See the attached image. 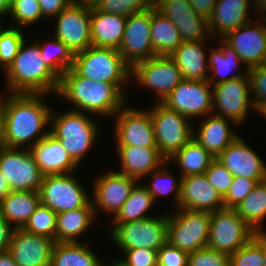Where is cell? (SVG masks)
Segmentation results:
<instances>
[{"label": "cell", "mask_w": 266, "mask_h": 266, "mask_svg": "<svg viewBox=\"0 0 266 266\" xmlns=\"http://www.w3.org/2000/svg\"><path fill=\"white\" fill-rule=\"evenodd\" d=\"M3 96L0 95V105L5 119L6 147L30 149L49 133L44 128L50 125L52 109L42 98L46 94Z\"/></svg>", "instance_id": "obj_1"}, {"label": "cell", "mask_w": 266, "mask_h": 266, "mask_svg": "<svg viewBox=\"0 0 266 266\" xmlns=\"http://www.w3.org/2000/svg\"><path fill=\"white\" fill-rule=\"evenodd\" d=\"M124 86L84 78L71 68L60 77L56 94L75 105L72 110L113 117L126 104Z\"/></svg>", "instance_id": "obj_2"}, {"label": "cell", "mask_w": 266, "mask_h": 266, "mask_svg": "<svg viewBox=\"0 0 266 266\" xmlns=\"http://www.w3.org/2000/svg\"><path fill=\"white\" fill-rule=\"evenodd\" d=\"M25 41L13 63L4 72L8 93L56 94L60 77L45 64L37 41L29 46Z\"/></svg>", "instance_id": "obj_3"}, {"label": "cell", "mask_w": 266, "mask_h": 266, "mask_svg": "<svg viewBox=\"0 0 266 266\" xmlns=\"http://www.w3.org/2000/svg\"><path fill=\"white\" fill-rule=\"evenodd\" d=\"M50 115L49 133L58 139L71 158L79 165L98 139L99 126L89 115L81 111L68 110Z\"/></svg>", "instance_id": "obj_4"}, {"label": "cell", "mask_w": 266, "mask_h": 266, "mask_svg": "<svg viewBox=\"0 0 266 266\" xmlns=\"http://www.w3.org/2000/svg\"><path fill=\"white\" fill-rule=\"evenodd\" d=\"M72 69L80 76L112 84H126L131 67L114 48L90 46L75 54Z\"/></svg>", "instance_id": "obj_5"}, {"label": "cell", "mask_w": 266, "mask_h": 266, "mask_svg": "<svg viewBox=\"0 0 266 266\" xmlns=\"http://www.w3.org/2000/svg\"><path fill=\"white\" fill-rule=\"evenodd\" d=\"M211 213L178 208L168 214L167 242L187 253L207 247Z\"/></svg>", "instance_id": "obj_6"}, {"label": "cell", "mask_w": 266, "mask_h": 266, "mask_svg": "<svg viewBox=\"0 0 266 266\" xmlns=\"http://www.w3.org/2000/svg\"><path fill=\"white\" fill-rule=\"evenodd\" d=\"M155 105L149 110L155 143L160 154L168 161L193 138L195 129L188 117L167 108L161 102H156Z\"/></svg>", "instance_id": "obj_7"}, {"label": "cell", "mask_w": 266, "mask_h": 266, "mask_svg": "<svg viewBox=\"0 0 266 266\" xmlns=\"http://www.w3.org/2000/svg\"><path fill=\"white\" fill-rule=\"evenodd\" d=\"M113 224L111 240L122 250L148 248L158 251L167 242L168 214Z\"/></svg>", "instance_id": "obj_8"}, {"label": "cell", "mask_w": 266, "mask_h": 266, "mask_svg": "<svg viewBox=\"0 0 266 266\" xmlns=\"http://www.w3.org/2000/svg\"><path fill=\"white\" fill-rule=\"evenodd\" d=\"M254 232L235 209L216 210L211 212L207 247L230 256L247 244Z\"/></svg>", "instance_id": "obj_9"}, {"label": "cell", "mask_w": 266, "mask_h": 266, "mask_svg": "<svg viewBox=\"0 0 266 266\" xmlns=\"http://www.w3.org/2000/svg\"><path fill=\"white\" fill-rule=\"evenodd\" d=\"M73 175L74 172L45 175L38 191L40 203L56 214L86 206L91 198Z\"/></svg>", "instance_id": "obj_10"}, {"label": "cell", "mask_w": 266, "mask_h": 266, "mask_svg": "<svg viewBox=\"0 0 266 266\" xmlns=\"http://www.w3.org/2000/svg\"><path fill=\"white\" fill-rule=\"evenodd\" d=\"M130 76L139 87L155 91L157 102H162L183 79L175 61L167 55H156L136 63L131 67Z\"/></svg>", "instance_id": "obj_11"}, {"label": "cell", "mask_w": 266, "mask_h": 266, "mask_svg": "<svg viewBox=\"0 0 266 266\" xmlns=\"http://www.w3.org/2000/svg\"><path fill=\"white\" fill-rule=\"evenodd\" d=\"M250 95L248 73L241 78L212 85V113L240 125L246 119L249 108L256 110Z\"/></svg>", "instance_id": "obj_12"}, {"label": "cell", "mask_w": 266, "mask_h": 266, "mask_svg": "<svg viewBox=\"0 0 266 266\" xmlns=\"http://www.w3.org/2000/svg\"><path fill=\"white\" fill-rule=\"evenodd\" d=\"M0 171L11 191H39L44 177L30 149L23 148L0 150Z\"/></svg>", "instance_id": "obj_13"}, {"label": "cell", "mask_w": 266, "mask_h": 266, "mask_svg": "<svg viewBox=\"0 0 266 266\" xmlns=\"http://www.w3.org/2000/svg\"><path fill=\"white\" fill-rule=\"evenodd\" d=\"M161 103L189 119L207 116L212 114V85L208 80L182 79Z\"/></svg>", "instance_id": "obj_14"}, {"label": "cell", "mask_w": 266, "mask_h": 266, "mask_svg": "<svg viewBox=\"0 0 266 266\" xmlns=\"http://www.w3.org/2000/svg\"><path fill=\"white\" fill-rule=\"evenodd\" d=\"M54 18H58L55 37L65 43L74 54L92 46L91 6L74 0Z\"/></svg>", "instance_id": "obj_15"}, {"label": "cell", "mask_w": 266, "mask_h": 266, "mask_svg": "<svg viewBox=\"0 0 266 266\" xmlns=\"http://www.w3.org/2000/svg\"><path fill=\"white\" fill-rule=\"evenodd\" d=\"M151 18L152 8L132 13L126 19L122 44L118 51L130 67L156 56L150 38Z\"/></svg>", "instance_id": "obj_16"}, {"label": "cell", "mask_w": 266, "mask_h": 266, "mask_svg": "<svg viewBox=\"0 0 266 266\" xmlns=\"http://www.w3.org/2000/svg\"><path fill=\"white\" fill-rule=\"evenodd\" d=\"M124 105L116 117L115 135L117 146L157 148L150 111Z\"/></svg>", "instance_id": "obj_17"}, {"label": "cell", "mask_w": 266, "mask_h": 266, "mask_svg": "<svg viewBox=\"0 0 266 266\" xmlns=\"http://www.w3.org/2000/svg\"><path fill=\"white\" fill-rule=\"evenodd\" d=\"M137 183H140L137 179L114 170L99 175L94 181L92 192L94 215H97L99 208L100 211L115 216Z\"/></svg>", "instance_id": "obj_18"}, {"label": "cell", "mask_w": 266, "mask_h": 266, "mask_svg": "<svg viewBox=\"0 0 266 266\" xmlns=\"http://www.w3.org/2000/svg\"><path fill=\"white\" fill-rule=\"evenodd\" d=\"M255 22L252 26L250 22L244 24L222 37L238 54L245 69L264 65L266 60V23Z\"/></svg>", "instance_id": "obj_19"}, {"label": "cell", "mask_w": 266, "mask_h": 266, "mask_svg": "<svg viewBox=\"0 0 266 266\" xmlns=\"http://www.w3.org/2000/svg\"><path fill=\"white\" fill-rule=\"evenodd\" d=\"M155 7L175 24L183 42L210 37L208 21L194 11L188 0H155Z\"/></svg>", "instance_id": "obj_20"}, {"label": "cell", "mask_w": 266, "mask_h": 266, "mask_svg": "<svg viewBox=\"0 0 266 266\" xmlns=\"http://www.w3.org/2000/svg\"><path fill=\"white\" fill-rule=\"evenodd\" d=\"M55 241L41 235L14 229L8 252L18 266H50Z\"/></svg>", "instance_id": "obj_21"}, {"label": "cell", "mask_w": 266, "mask_h": 266, "mask_svg": "<svg viewBox=\"0 0 266 266\" xmlns=\"http://www.w3.org/2000/svg\"><path fill=\"white\" fill-rule=\"evenodd\" d=\"M232 174L252 180H266V165L238 136L217 158Z\"/></svg>", "instance_id": "obj_22"}, {"label": "cell", "mask_w": 266, "mask_h": 266, "mask_svg": "<svg viewBox=\"0 0 266 266\" xmlns=\"http://www.w3.org/2000/svg\"><path fill=\"white\" fill-rule=\"evenodd\" d=\"M178 208L211 213L223 209L224 203L203 173L181 177Z\"/></svg>", "instance_id": "obj_23"}, {"label": "cell", "mask_w": 266, "mask_h": 266, "mask_svg": "<svg viewBox=\"0 0 266 266\" xmlns=\"http://www.w3.org/2000/svg\"><path fill=\"white\" fill-rule=\"evenodd\" d=\"M30 152L44 176L72 173L78 167L61 142L50 133L33 145Z\"/></svg>", "instance_id": "obj_24"}, {"label": "cell", "mask_w": 266, "mask_h": 266, "mask_svg": "<svg viewBox=\"0 0 266 266\" xmlns=\"http://www.w3.org/2000/svg\"><path fill=\"white\" fill-rule=\"evenodd\" d=\"M250 2L254 7L255 0H217L212 15L207 20L211 37L217 33L222 38L229 31L251 22V18L247 16Z\"/></svg>", "instance_id": "obj_25"}, {"label": "cell", "mask_w": 266, "mask_h": 266, "mask_svg": "<svg viewBox=\"0 0 266 266\" xmlns=\"http://www.w3.org/2000/svg\"><path fill=\"white\" fill-rule=\"evenodd\" d=\"M116 151L121 161V171H118V173L135 178L138 181L152 171L159 169L167 161L160 154L158 148L117 146Z\"/></svg>", "instance_id": "obj_26"}, {"label": "cell", "mask_w": 266, "mask_h": 266, "mask_svg": "<svg viewBox=\"0 0 266 266\" xmlns=\"http://www.w3.org/2000/svg\"><path fill=\"white\" fill-rule=\"evenodd\" d=\"M208 116V118L204 116L205 119L201 122L199 131L193 135V138L214 158H217L238 137L229 125L232 123L237 126V124L213 113Z\"/></svg>", "instance_id": "obj_27"}, {"label": "cell", "mask_w": 266, "mask_h": 266, "mask_svg": "<svg viewBox=\"0 0 266 266\" xmlns=\"http://www.w3.org/2000/svg\"><path fill=\"white\" fill-rule=\"evenodd\" d=\"M127 17L110 14L91 6L90 31L92 46L119 50Z\"/></svg>", "instance_id": "obj_28"}, {"label": "cell", "mask_w": 266, "mask_h": 266, "mask_svg": "<svg viewBox=\"0 0 266 266\" xmlns=\"http://www.w3.org/2000/svg\"><path fill=\"white\" fill-rule=\"evenodd\" d=\"M206 41L182 42V44L170 55L181 71L183 79L208 80L209 65L207 55L203 49ZM207 72V73H206Z\"/></svg>", "instance_id": "obj_29"}, {"label": "cell", "mask_w": 266, "mask_h": 266, "mask_svg": "<svg viewBox=\"0 0 266 266\" xmlns=\"http://www.w3.org/2000/svg\"><path fill=\"white\" fill-rule=\"evenodd\" d=\"M220 41L221 44H219V47H211V50L209 49L210 55L208 58V64L209 71L212 73V75H208V82L211 85L226 82L234 78H241L248 73V69H244V72L242 73H232V71L236 72L239 69V66L242 63L241 59L234 49L223 38H220Z\"/></svg>", "instance_id": "obj_30"}, {"label": "cell", "mask_w": 266, "mask_h": 266, "mask_svg": "<svg viewBox=\"0 0 266 266\" xmlns=\"http://www.w3.org/2000/svg\"><path fill=\"white\" fill-rule=\"evenodd\" d=\"M94 208L90 201L86 206L57 214L56 242L73 243L91 228L94 220Z\"/></svg>", "instance_id": "obj_31"}, {"label": "cell", "mask_w": 266, "mask_h": 266, "mask_svg": "<svg viewBox=\"0 0 266 266\" xmlns=\"http://www.w3.org/2000/svg\"><path fill=\"white\" fill-rule=\"evenodd\" d=\"M39 204L38 191H11L0 203V214L14 229L23 228Z\"/></svg>", "instance_id": "obj_32"}, {"label": "cell", "mask_w": 266, "mask_h": 266, "mask_svg": "<svg viewBox=\"0 0 266 266\" xmlns=\"http://www.w3.org/2000/svg\"><path fill=\"white\" fill-rule=\"evenodd\" d=\"M151 42L156 55L170 56L183 42L175 24L156 7L152 8Z\"/></svg>", "instance_id": "obj_33"}, {"label": "cell", "mask_w": 266, "mask_h": 266, "mask_svg": "<svg viewBox=\"0 0 266 266\" xmlns=\"http://www.w3.org/2000/svg\"><path fill=\"white\" fill-rule=\"evenodd\" d=\"M214 159L202 145L192 138L168 161L171 160L173 163L176 161V165L179 166L178 168L182 172L180 177H186L205 173Z\"/></svg>", "instance_id": "obj_34"}, {"label": "cell", "mask_w": 266, "mask_h": 266, "mask_svg": "<svg viewBox=\"0 0 266 266\" xmlns=\"http://www.w3.org/2000/svg\"><path fill=\"white\" fill-rule=\"evenodd\" d=\"M50 266H105L86 244L55 242Z\"/></svg>", "instance_id": "obj_35"}, {"label": "cell", "mask_w": 266, "mask_h": 266, "mask_svg": "<svg viewBox=\"0 0 266 266\" xmlns=\"http://www.w3.org/2000/svg\"><path fill=\"white\" fill-rule=\"evenodd\" d=\"M136 184L121 209L113 217V223H125L152 217L146 212L155 203L153 196L148 192L144 185Z\"/></svg>", "instance_id": "obj_36"}, {"label": "cell", "mask_w": 266, "mask_h": 266, "mask_svg": "<svg viewBox=\"0 0 266 266\" xmlns=\"http://www.w3.org/2000/svg\"><path fill=\"white\" fill-rule=\"evenodd\" d=\"M235 210L254 231L261 230L260 223L266 217V180L259 182Z\"/></svg>", "instance_id": "obj_37"}, {"label": "cell", "mask_w": 266, "mask_h": 266, "mask_svg": "<svg viewBox=\"0 0 266 266\" xmlns=\"http://www.w3.org/2000/svg\"><path fill=\"white\" fill-rule=\"evenodd\" d=\"M45 43L37 42L40 47L41 56L59 77L65 74L73 66L75 54L72 50L57 37Z\"/></svg>", "instance_id": "obj_38"}, {"label": "cell", "mask_w": 266, "mask_h": 266, "mask_svg": "<svg viewBox=\"0 0 266 266\" xmlns=\"http://www.w3.org/2000/svg\"><path fill=\"white\" fill-rule=\"evenodd\" d=\"M169 161H166L162 164L161 169H157L152 171L148 175L153 178L152 181L149 182L148 185H145L148 192L153 196L154 201L161 195L166 196L170 195V193L174 192V203L179 204L180 199V190H181V177L178 180H175V176L172 175L170 170H166L165 168ZM165 168V169H164ZM176 181H178L176 183Z\"/></svg>", "instance_id": "obj_39"}, {"label": "cell", "mask_w": 266, "mask_h": 266, "mask_svg": "<svg viewBox=\"0 0 266 266\" xmlns=\"http://www.w3.org/2000/svg\"><path fill=\"white\" fill-rule=\"evenodd\" d=\"M56 224L57 214L40 203L22 229L32 234L48 237L56 242Z\"/></svg>", "instance_id": "obj_40"}, {"label": "cell", "mask_w": 266, "mask_h": 266, "mask_svg": "<svg viewBox=\"0 0 266 266\" xmlns=\"http://www.w3.org/2000/svg\"><path fill=\"white\" fill-rule=\"evenodd\" d=\"M9 14L17 24L12 27L17 28L27 27L43 18L38 0H10Z\"/></svg>", "instance_id": "obj_41"}, {"label": "cell", "mask_w": 266, "mask_h": 266, "mask_svg": "<svg viewBox=\"0 0 266 266\" xmlns=\"http://www.w3.org/2000/svg\"><path fill=\"white\" fill-rule=\"evenodd\" d=\"M25 36L22 30L17 27L3 29L0 34V64L4 72L13 63L14 58L18 54L19 48L24 41Z\"/></svg>", "instance_id": "obj_42"}, {"label": "cell", "mask_w": 266, "mask_h": 266, "mask_svg": "<svg viewBox=\"0 0 266 266\" xmlns=\"http://www.w3.org/2000/svg\"><path fill=\"white\" fill-rule=\"evenodd\" d=\"M94 6L102 12L128 17L155 7V0H99Z\"/></svg>", "instance_id": "obj_43"}, {"label": "cell", "mask_w": 266, "mask_h": 266, "mask_svg": "<svg viewBox=\"0 0 266 266\" xmlns=\"http://www.w3.org/2000/svg\"><path fill=\"white\" fill-rule=\"evenodd\" d=\"M265 180H252L244 177H233V182L223 197L224 208L235 209L254 187Z\"/></svg>", "instance_id": "obj_44"}, {"label": "cell", "mask_w": 266, "mask_h": 266, "mask_svg": "<svg viewBox=\"0 0 266 266\" xmlns=\"http://www.w3.org/2000/svg\"><path fill=\"white\" fill-rule=\"evenodd\" d=\"M230 266H264L262 248L251 239L230 255Z\"/></svg>", "instance_id": "obj_45"}, {"label": "cell", "mask_w": 266, "mask_h": 266, "mask_svg": "<svg viewBox=\"0 0 266 266\" xmlns=\"http://www.w3.org/2000/svg\"><path fill=\"white\" fill-rule=\"evenodd\" d=\"M204 174L208 182L223 198L233 182V174L216 158L211 162Z\"/></svg>", "instance_id": "obj_46"}, {"label": "cell", "mask_w": 266, "mask_h": 266, "mask_svg": "<svg viewBox=\"0 0 266 266\" xmlns=\"http://www.w3.org/2000/svg\"><path fill=\"white\" fill-rule=\"evenodd\" d=\"M188 266H230V256L205 247L188 253Z\"/></svg>", "instance_id": "obj_47"}, {"label": "cell", "mask_w": 266, "mask_h": 266, "mask_svg": "<svg viewBox=\"0 0 266 266\" xmlns=\"http://www.w3.org/2000/svg\"><path fill=\"white\" fill-rule=\"evenodd\" d=\"M252 102L257 108L266 102V66L260 65L248 69ZM254 95V96H253Z\"/></svg>", "instance_id": "obj_48"}, {"label": "cell", "mask_w": 266, "mask_h": 266, "mask_svg": "<svg viewBox=\"0 0 266 266\" xmlns=\"http://www.w3.org/2000/svg\"><path fill=\"white\" fill-rule=\"evenodd\" d=\"M157 250L133 248L123 250L125 258L118 259L122 266H157Z\"/></svg>", "instance_id": "obj_49"}, {"label": "cell", "mask_w": 266, "mask_h": 266, "mask_svg": "<svg viewBox=\"0 0 266 266\" xmlns=\"http://www.w3.org/2000/svg\"><path fill=\"white\" fill-rule=\"evenodd\" d=\"M157 266H188V253L166 242L157 252Z\"/></svg>", "instance_id": "obj_50"}, {"label": "cell", "mask_w": 266, "mask_h": 266, "mask_svg": "<svg viewBox=\"0 0 266 266\" xmlns=\"http://www.w3.org/2000/svg\"><path fill=\"white\" fill-rule=\"evenodd\" d=\"M74 0H38L41 7L42 16L56 17Z\"/></svg>", "instance_id": "obj_51"}, {"label": "cell", "mask_w": 266, "mask_h": 266, "mask_svg": "<svg viewBox=\"0 0 266 266\" xmlns=\"http://www.w3.org/2000/svg\"><path fill=\"white\" fill-rule=\"evenodd\" d=\"M13 231V226L0 214V254L9 250Z\"/></svg>", "instance_id": "obj_52"}, {"label": "cell", "mask_w": 266, "mask_h": 266, "mask_svg": "<svg viewBox=\"0 0 266 266\" xmlns=\"http://www.w3.org/2000/svg\"><path fill=\"white\" fill-rule=\"evenodd\" d=\"M194 11L198 13L200 16L208 20L214 7L217 3V0H188Z\"/></svg>", "instance_id": "obj_53"}, {"label": "cell", "mask_w": 266, "mask_h": 266, "mask_svg": "<svg viewBox=\"0 0 266 266\" xmlns=\"http://www.w3.org/2000/svg\"><path fill=\"white\" fill-rule=\"evenodd\" d=\"M252 239L262 248L264 266H266V232L263 229L255 231Z\"/></svg>", "instance_id": "obj_54"}, {"label": "cell", "mask_w": 266, "mask_h": 266, "mask_svg": "<svg viewBox=\"0 0 266 266\" xmlns=\"http://www.w3.org/2000/svg\"><path fill=\"white\" fill-rule=\"evenodd\" d=\"M10 192L11 187L2 172L0 171V203L8 196Z\"/></svg>", "instance_id": "obj_55"}, {"label": "cell", "mask_w": 266, "mask_h": 266, "mask_svg": "<svg viewBox=\"0 0 266 266\" xmlns=\"http://www.w3.org/2000/svg\"><path fill=\"white\" fill-rule=\"evenodd\" d=\"M6 148L5 141V119L3 115V111L0 105V150Z\"/></svg>", "instance_id": "obj_56"}, {"label": "cell", "mask_w": 266, "mask_h": 266, "mask_svg": "<svg viewBox=\"0 0 266 266\" xmlns=\"http://www.w3.org/2000/svg\"><path fill=\"white\" fill-rule=\"evenodd\" d=\"M0 266H18L13 260L12 255L7 251L0 254Z\"/></svg>", "instance_id": "obj_57"}, {"label": "cell", "mask_w": 266, "mask_h": 266, "mask_svg": "<svg viewBox=\"0 0 266 266\" xmlns=\"http://www.w3.org/2000/svg\"><path fill=\"white\" fill-rule=\"evenodd\" d=\"M254 8H256V14L262 11V15H266V0H255ZM264 11V12H263ZM265 13V14H264ZM262 16L261 20L266 23V16Z\"/></svg>", "instance_id": "obj_58"}, {"label": "cell", "mask_w": 266, "mask_h": 266, "mask_svg": "<svg viewBox=\"0 0 266 266\" xmlns=\"http://www.w3.org/2000/svg\"><path fill=\"white\" fill-rule=\"evenodd\" d=\"M9 3L10 0H0V18L1 15H7L9 14Z\"/></svg>", "instance_id": "obj_59"}, {"label": "cell", "mask_w": 266, "mask_h": 266, "mask_svg": "<svg viewBox=\"0 0 266 266\" xmlns=\"http://www.w3.org/2000/svg\"><path fill=\"white\" fill-rule=\"evenodd\" d=\"M256 111L266 119V102L260 104L257 108Z\"/></svg>", "instance_id": "obj_60"}, {"label": "cell", "mask_w": 266, "mask_h": 266, "mask_svg": "<svg viewBox=\"0 0 266 266\" xmlns=\"http://www.w3.org/2000/svg\"><path fill=\"white\" fill-rule=\"evenodd\" d=\"M75 1L84 3V4L89 5V6H93L99 0H75Z\"/></svg>", "instance_id": "obj_61"}, {"label": "cell", "mask_w": 266, "mask_h": 266, "mask_svg": "<svg viewBox=\"0 0 266 266\" xmlns=\"http://www.w3.org/2000/svg\"><path fill=\"white\" fill-rule=\"evenodd\" d=\"M109 266H122V265L118 261H115L113 263L111 262Z\"/></svg>", "instance_id": "obj_62"}, {"label": "cell", "mask_w": 266, "mask_h": 266, "mask_svg": "<svg viewBox=\"0 0 266 266\" xmlns=\"http://www.w3.org/2000/svg\"><path fill=\"white\" fill-rule=\"evenodd\" d=\"M2 31H3V28H2V26H1V24H0V34H1Z\"/></svg>", "instance_id": "obj_63"}]
</instances>
